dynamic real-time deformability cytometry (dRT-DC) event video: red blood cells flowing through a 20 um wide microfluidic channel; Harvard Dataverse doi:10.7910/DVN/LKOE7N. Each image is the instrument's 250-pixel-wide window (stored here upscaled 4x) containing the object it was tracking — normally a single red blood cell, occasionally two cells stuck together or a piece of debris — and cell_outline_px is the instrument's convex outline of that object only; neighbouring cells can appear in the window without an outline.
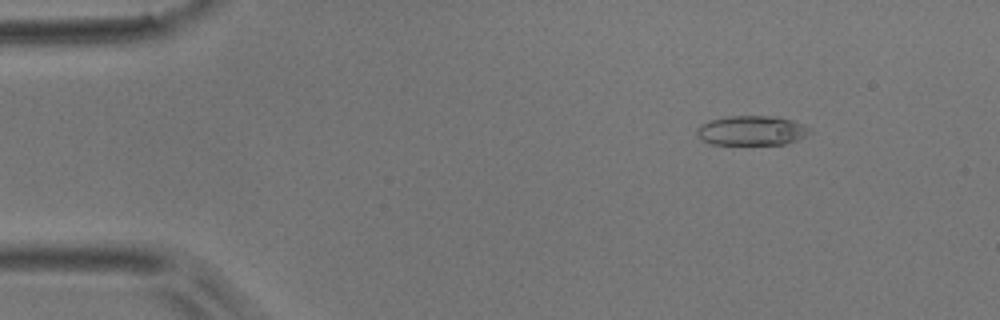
{"species": "common noctule bat (a hibernating species)", "species_latin": "Nyctalus noctula", "temperature_condition": "room temperature", "stored_images_in_passage": 49, "camera_frame_rate_fps": 3000, "um_per_image_px": 0.085, "animal": {"sex": "male", "body_mass_g": 17.9}, "frame": {"image": 1, "passage_image": 5, "time_ms": 1.333, "image_size_px": [1000, 320], "cell_outline_px": [[812, 128], [804, 136], [796, 140], [784, 144], [708, 144], [700, 140], [696, 132], [696, 128], [700, 124], [708, 120], [728, 116], [772, 116], [792, 120], [804, 124]], "centroid_in_image_um": [63.83, 11.09], "position_along_channel_um": 21.2, "area_um2": 19.59}}
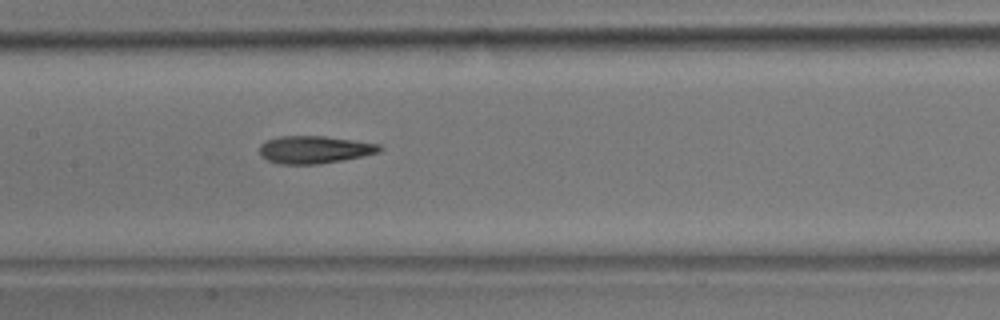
{"frame": {"image": 2, "passage_image": 23, "time_ms": 7.333, "image_size_px": [1000, 320], "cell_outline_px": [[384, 148], [380, 152], [364, 156], [344, 160], [320, 164], [280, 164], [268, 160], [260, 156], [260, 144], [264, 140], [280, 136], [324, 136], [380, 144]], "centroid_in_image_um": [26.73, 12.72], "position_along_channel_um": 180.7, "area_um2": 19.48}}
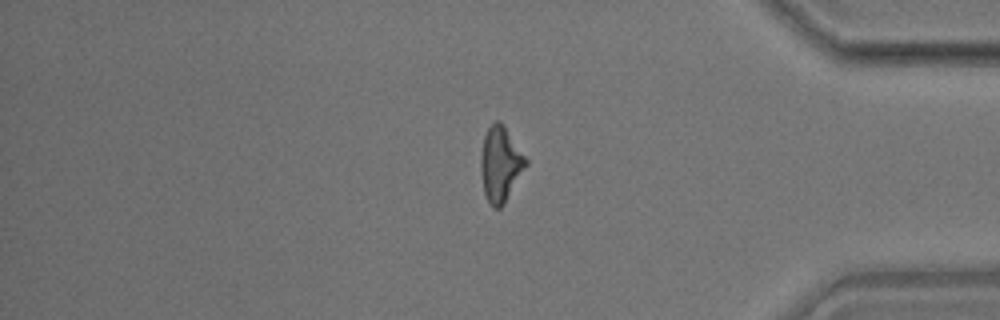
{"frame": {"image": 3, "passage_image": 41, "time_ms": 13.333, "image_size_px": [1000, 320], "cell_outline_px": [[528, 164], [504, 204], [500, 208], [492, 208], [484, 192], [480, 172], [480, 156], [484, 136], [488, 128], [496, 120], [500, 120], [504, 124], [528, 160]], "centroid_in_image_um": [42.54, 13.94], "position_along_channel_um": 392.7, "area_um2": 19.88}, "authors_computed_cell_mechanics": {"area_um2": 19.5942, "velocity_mm_per_s": 3.9538, "shape_relaxation_time_tau1_ms": 7.9303, "shape_relaxation_time_tau2_ms": 3.5017, "deformation_change_tau1": 0.2097, "deformation_change_tau2": 0.1468}}